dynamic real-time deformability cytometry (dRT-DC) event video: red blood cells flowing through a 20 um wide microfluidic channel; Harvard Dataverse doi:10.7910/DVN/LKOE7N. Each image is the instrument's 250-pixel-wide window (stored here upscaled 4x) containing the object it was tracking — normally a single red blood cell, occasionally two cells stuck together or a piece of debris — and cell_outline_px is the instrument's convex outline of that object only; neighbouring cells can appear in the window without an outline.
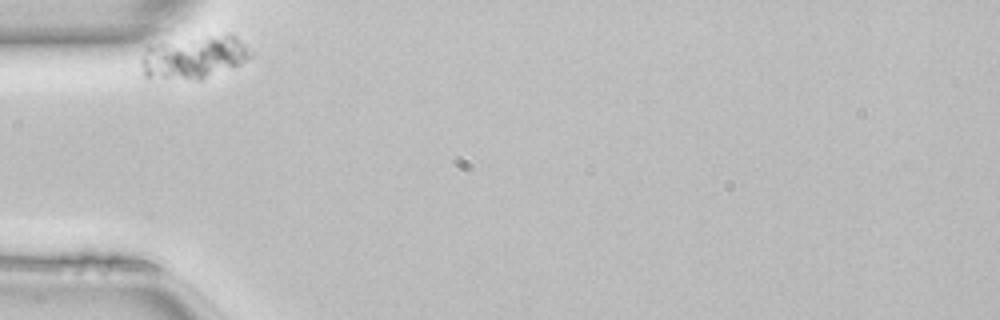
{"species": "common noctule bat (a hibernating species)", "species_latin": "Nyctalus noctula", "temperature_condition": "room temperature", "stored_images_in_passage": 31, "camera_frame_rate_fps": 3000, "um_per_image_px": 0.085, "animal": {"sex": "female", "body_mass_g": 22.7, "forearm_length_mm": 54.2}, "frame": {"image": 1, "passage_image": 1, "time_ms": 0.0, "image_size_px": [1000, 320], "cell_outline_px": [[252, 56], [240, 64], [200, 80], [144, 76], [140, 60], [140, 56], [148, 44], [228, 32], [232, 32], [252, 52]], "centroid_in_image_um": [16.49, 4.82], "position_along_channel_um": 68.5, "area_um2": 27.69}}
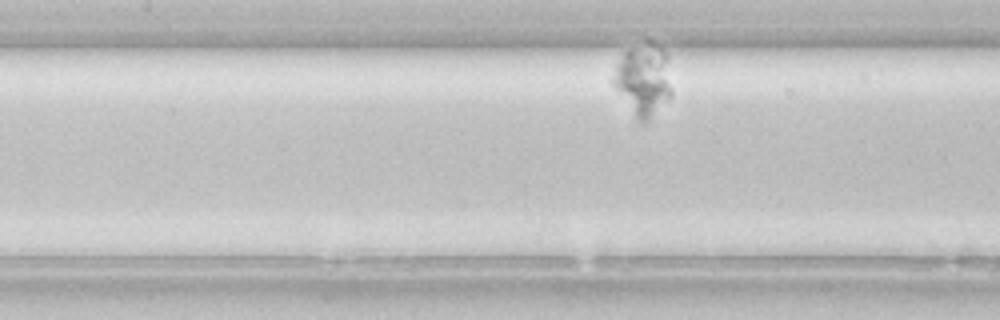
{"frame": {"image": 2, "passage_image": 10, "time_ms": 3.0, "image_size_px": [1000, 320], "cell_outline_px": [[672, 96], [648, 124], [640, 124], [612, 84], [612, 76], [616, 64], [624, 52], [648, 40], [652, 40], [668, 56], [672, 88]], "centroid_in_image_um": [54.72, 6.83], "position_along_channel_um": 152.7, "area_um2": 25.14}}
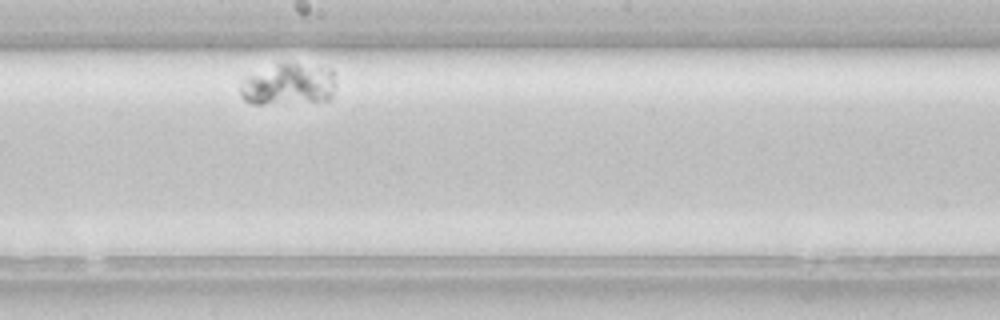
{"frame": {"image": 3, "passage_image": 17, "time_ms": 5.333, "image_size_px": [1000, 320], "cell_outline_px": [[336, 88], [332, 96], [328, 100], [264, 104], [252, 104], [244, 100], [240, 96], [240, 88], [244, 80], [248, 76], [280, 64], [296, 64], [332, 68], [336, 84]], "centroid_in_image_um": [24.57, 7.2], "position_along_channel_um": 223.6, "area_um2": 22.77}}